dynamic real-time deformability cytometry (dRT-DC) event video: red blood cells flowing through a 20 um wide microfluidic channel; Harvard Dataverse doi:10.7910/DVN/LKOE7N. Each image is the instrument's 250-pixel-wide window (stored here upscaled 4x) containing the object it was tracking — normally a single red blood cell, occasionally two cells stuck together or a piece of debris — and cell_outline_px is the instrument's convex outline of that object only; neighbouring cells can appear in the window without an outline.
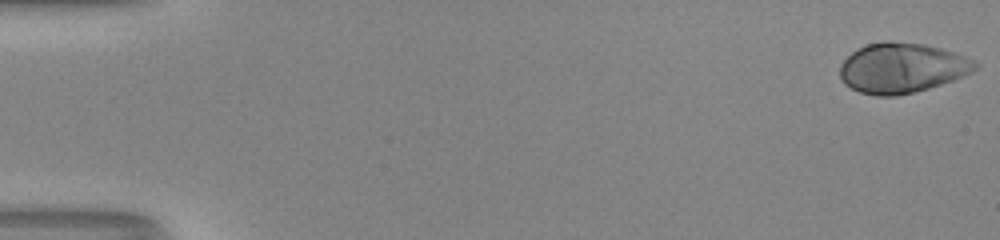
{"species": "human", "species_latin": "Homo sapiens", "temperature_condition": "room temperature", "stored_images_in_passage": 51, "camera_frame_rate_fps": 3000, "um_per_image_px": 0.085, "donor": {"sex": "male"}, "frame": {"image": 1, "passage_image": 1, "time_ms": 0.0, "image_size_px": [1000, 240], "cell_outline_px": [[980, 68], [964, 76], [928, 88], [896, 96], [876, 96], [860, 92], [844, 84], [840, 80], [840, 64], [856, 48], [868, 44], [888, 40], [924, 44], [940, 48], [976, 60], [980, 64]], "centroid_in_image_um": [76.66, 5.77], "position_along_channel_um": 8.3, "area_um2": 39.59}}
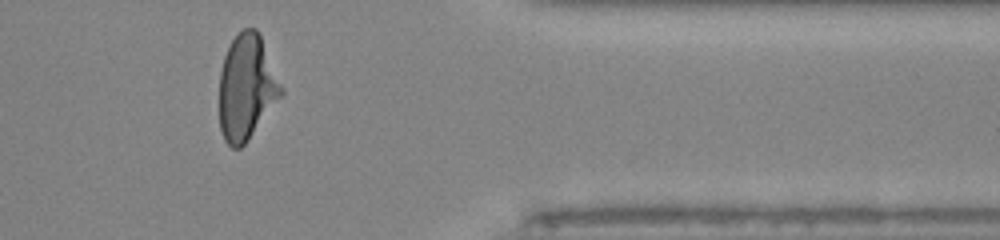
{"frame": {"image": 2, "passage_image": 43, "time_ms": 14.0, "image_size_px": [1000, 240], "cell_outline_px": [[284, 92], [244, 144], [240, 148], [232, 148], [224, 140], [220, 128], [220, 72], [224, 56], [232, 40], [244, 28], [256, 28], [260, 32], [284, 88]], "centroid_in_image_um": [20.97, 7.39], "position_along_channel_um": 390.4, "area_um2": 37.8}}
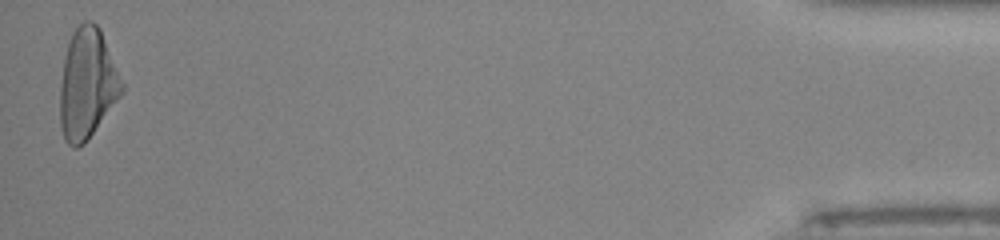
{"frame": {"image": 3, "passage_image": 51, "time_ms": 16.667, "image_size_px": [1000, 240], "cell_outline_px": [[124, 92], [84, 144], [76, 148], [72, 148], [64, 140], [60, 124], [60, 88], [64, 56], [68, 40], [72, 32], [84, 20], [92, 20], [100, 28], [124, 84]], "centroid_in_image_um": [7.41, 7.12], "position_along_channel_um": 427.8, "area_um2": 39.94}, "authors_computed_cell_mechanics": {"area_um2": 38.148, "velocity_mm_per_s": 4.1414, "shape_relaxation_time_tau1_ms": 4.822, "shape_relaxation_time_tau2_ms": null, "deformation_change_tau1": 0.2455, "deformation_change_tau2": null}}